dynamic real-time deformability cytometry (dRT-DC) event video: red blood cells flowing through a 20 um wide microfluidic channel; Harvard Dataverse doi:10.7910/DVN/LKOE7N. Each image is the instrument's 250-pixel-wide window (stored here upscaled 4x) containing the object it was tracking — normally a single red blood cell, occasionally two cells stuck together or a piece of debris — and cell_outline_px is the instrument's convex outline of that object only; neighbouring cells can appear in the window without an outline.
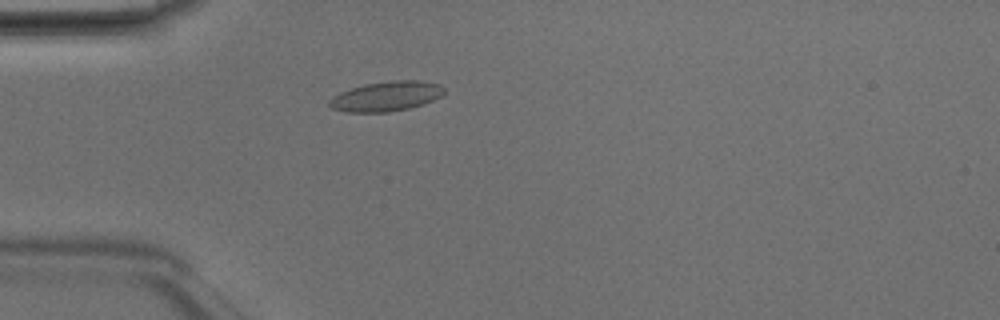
{"species": "Egyptian fruit bat (a non-hibernating species)", "species_latin": "Rousettus aegyptiacus", "temperature_condition": "room temperature", "stored_images_in_passage": 38, "camera_frame_rate_fps": 3000, "um_per_image_px": 0.085, "animal": {"sex": "male"}, "frame": {"image": 1, "passage_image": 3, "time_ms": 0.667, "image_size_px": [1000, 320], "cell_outline_px": [[444, 92], [440, 96], [424, 104], [408, 108], [388, 112], [344, 112], [332, 108], [328, 104], [328, 100], [332, 96], [340, 92], [364, 84], [392, 80], [420, 80], [440, 84], [444, 88]], "centroid_in_image_um": [32.81, 8.18], "position_along_channel_um": 52.2, "area_um2": 20.0}}
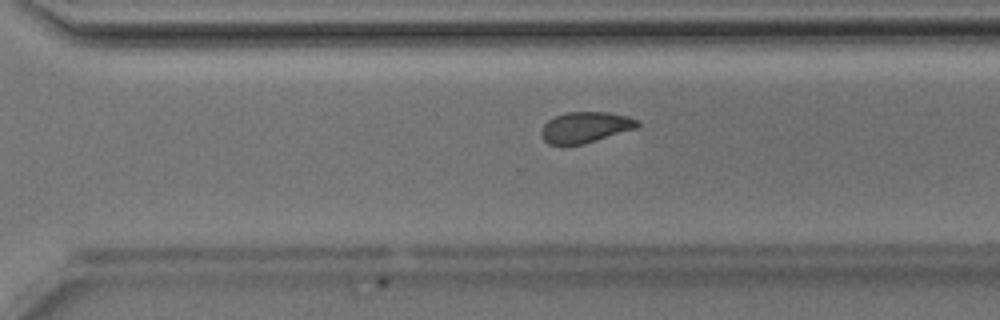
{"frame": {"image": 2, "passage_image": 23, "time_ms": 7.333, "image_size_px": [1000, 320], "cell_outline_px": [[640, 124], [636, 128], [596, 140], [564, 148], [548, 144], [544, 140], [540, 132], [544, 124], [548, 120], [564, 112], [608, 112], [628, 116], [640, 120]], "centroid_in_image_um": [49.71, 10.84], "position_along_channel_um": 320.9, "area_um2": 17.63}}
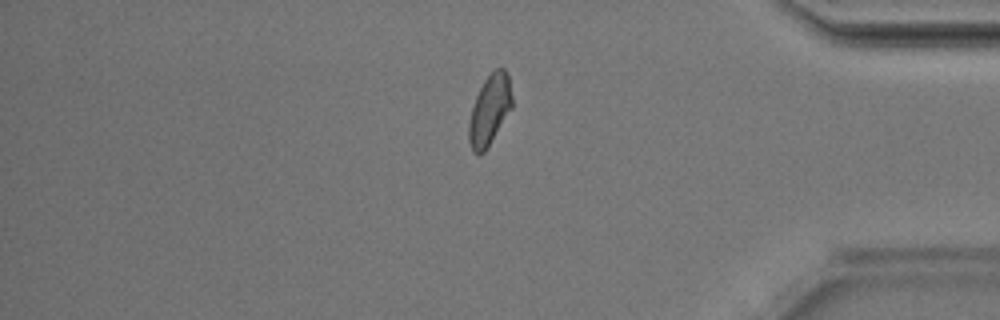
{"frame": {"image": 3, "passage_image": 30, "time_ms": 9.667, "image_size_px": [1000, 320], "cell_outline_px": [[512, 108], [488, 148], [480, 156], [476, 156], [472, 152], [468, 140], [468, 124], [472, 108], [476, 96], [484, 80], [496, 68], [504, 68], [508, 76], [512, 96]], "centroid_in_image_um": [41.6, 9.42], "position_along_channel_um": 393.6, "area_um2": 17.86}, "authors_computed_cell_mechanics": {"area_um2": 17.8313, "velocity_mm_per_s": 4.1886, "shape_relaxation_time_tau1_ms": 6.0007, "shape_relaxation_time_tau2_ms": 2.0164, "deformation_change_tau1": 0.1227, "deformation_change_tau2": 0.0622}}